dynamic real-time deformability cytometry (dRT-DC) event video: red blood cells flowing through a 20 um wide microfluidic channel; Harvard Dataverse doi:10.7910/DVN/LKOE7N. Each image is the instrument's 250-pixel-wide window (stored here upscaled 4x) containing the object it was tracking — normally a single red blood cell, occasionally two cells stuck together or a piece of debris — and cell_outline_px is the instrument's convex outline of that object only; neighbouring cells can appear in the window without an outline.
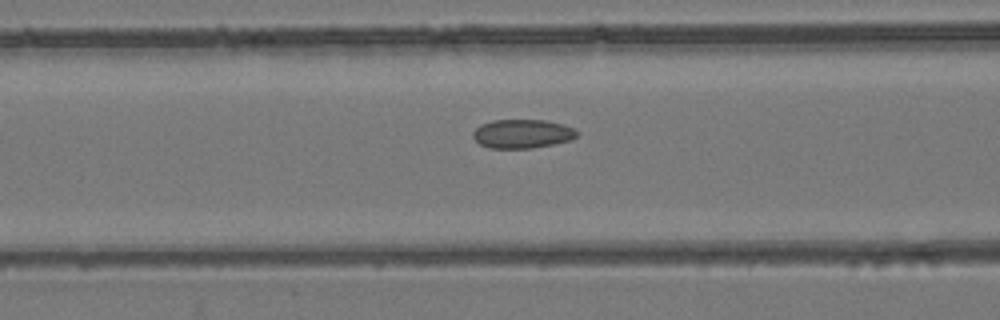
{"species": "common noctule bat (a hibernating species)", "species_latin": "Nyctalus noctula", "temperature_condition": "room temperature", "stored_images_in_passage": 40, "camera_frame_rate_fps": 3000, "um_per_image_px": 0.085, "animal": {"sex": "female", "body_mass_g": 24.6, "forearm_length_mm": 56.2}, "frame": {"image": 1, "passage_image": 8, "time_ms": 2.333, "image_size_px": [1000, 320], "cell_outline_px": [[580, 136], [572, 140], [532, 148], [488, 148], [480, 144], [472, 136], [472, 132], [480, 124], [492, 120], [548, 120], [564, 124], [580, 132]], "centroid_in_image_um": [44.43, 11.36], "position_along_channel_um": 122.2, "area_um2": 17.74}}
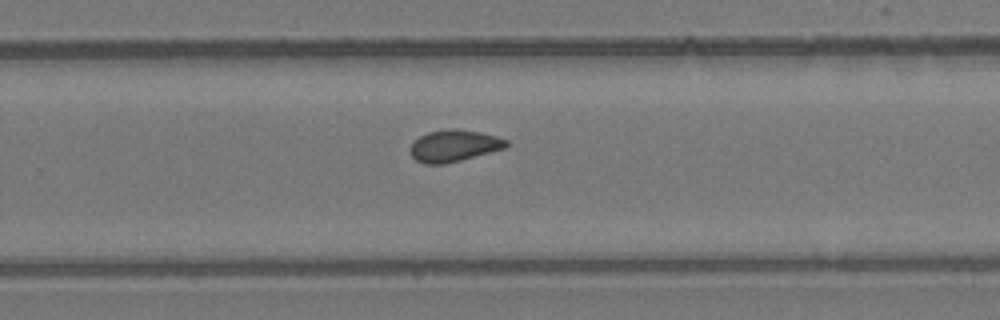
{"frame": {"image": 2, "passage_image": 21, "time_ms": 6.667, "image_size_px": [1000, 320], "cell_outline_px": [[508, 144], [504, 148], [460, 160], [444, 164], [424, 164], [416, 160], [412, 156], [412, 144], [420, 136], [428, 132], [448, 128], [452, 128], [480, 132], [496, 136], [508, 140]], "centroid_in_image_um": [38.59, 12.38], "position_along_channel_um": 291.2, "area_um2": 17.46}}
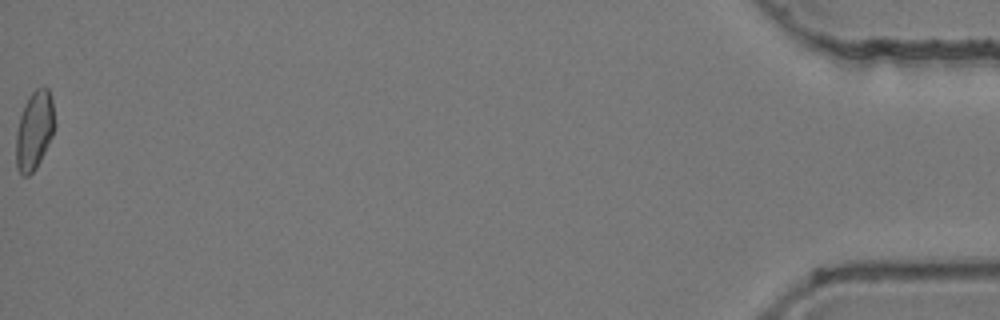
{"frame": {"image": 3, "passage_image": 40, "time_ms": 13.0, "image_size_px": [1000, 320], "cell_outline_px": [[56, 124], [52, 136], [36, 168], [28, 176], [20, 176], [16, 168], [16, 132], [20, 116], [24, 104], [28, 96], [36, 88], [44, 84], [48, 88], [52, 100]], "centroid_in_image_um": [2.92, 11.05], "position_along_channel_um": 432.3, "area_um2": 18.03}, "authors_computed_cell_mechanics": {"area_um2": 17.6001, "velocity_mm_per_s": 3.9124, "shape_relaxation_time_tau1_ms": null, "shape_relaxation_time_tau2_ms": 2.3013, "deformation_change_tau1": null, "deformation_change_tau2": 0.0643}}